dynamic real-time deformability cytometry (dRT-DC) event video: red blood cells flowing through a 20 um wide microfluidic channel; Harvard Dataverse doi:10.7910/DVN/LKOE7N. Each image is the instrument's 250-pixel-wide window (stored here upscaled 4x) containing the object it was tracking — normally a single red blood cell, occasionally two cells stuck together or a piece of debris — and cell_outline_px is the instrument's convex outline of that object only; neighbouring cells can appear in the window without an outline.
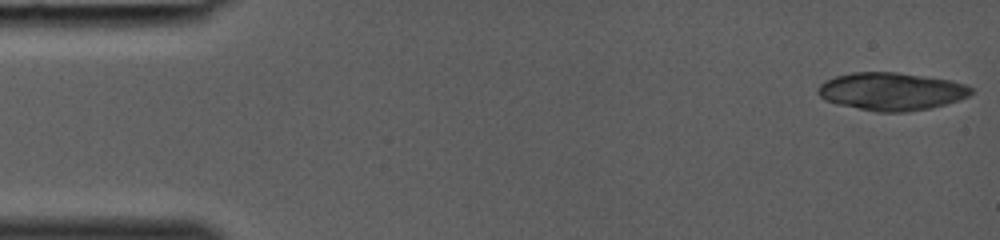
{"species": "common noctule bat (a hibernating species)", "species_latin": "Nyctalus noctula", "temperature_condition": "room temperature", "stored_images_in_passage": 13, "camera_frame_rate_fps": 3000, "um_per_image_px": 0.085, "animal": {"sex": "female", "body_mass_g": 19.0, "forearm_length_mm": 53.3}, "frame": {"image": 1, "passage_image": 1, "time_ms": 0.0, "image_size_px": [1000, 240], "cell_outline_px": [[972, 92], [968, 96], [960, 100], [928, 108], [904, 112], [876, 112], [836, 104], [824, 100], [816, 92], [816, 88], [820, 84], [836, 76], [852, 72], [896, 72], [952, 80], [964, 84], [972, 88]], "centroid_in_image_um": [75.74, 7.77], "position_along_channel_um": 9.3, "area_um2": 33.76}}